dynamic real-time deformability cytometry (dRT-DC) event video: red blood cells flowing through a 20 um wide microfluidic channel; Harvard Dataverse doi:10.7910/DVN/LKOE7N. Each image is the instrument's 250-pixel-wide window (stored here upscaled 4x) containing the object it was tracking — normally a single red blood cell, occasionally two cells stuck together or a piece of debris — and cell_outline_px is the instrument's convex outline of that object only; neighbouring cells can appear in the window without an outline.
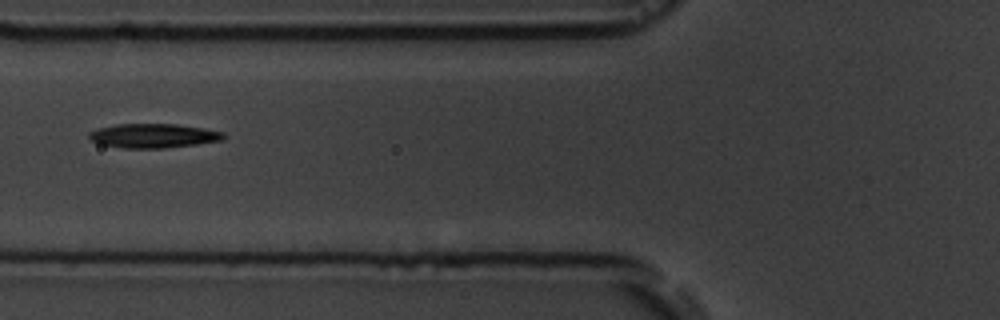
{"species": "common noctule bat (a hibernating species)", "species_latin": "Nyctalus noctula", "temperature_condition": "room temperature", "stored_images_in_passage": 6, "camera_frame_rate_fps": 3000, "um_per_image_px": 0.085, "animal": {"sex": "male", "body_mass_g": 19.5, "forearm_length_mm": 54.6}, "frame": {"image": 1, "passage_image": 6, "time_ms": 6.667, "image_size_px": [1000, 320], "cell_outline_px": [[228, 136], [224, 140], [196, 144], [164, 148], [124, 148], [100, 144], [92, 140], [88, 136], [88, 132], [100, 128], [116, 124], [176, 124], [204, 128], [224, 132]], "centroid_in_image_um": [13.09, 11.54], "position_along_channel_um": 112.7, "area_um2": 19.02}}